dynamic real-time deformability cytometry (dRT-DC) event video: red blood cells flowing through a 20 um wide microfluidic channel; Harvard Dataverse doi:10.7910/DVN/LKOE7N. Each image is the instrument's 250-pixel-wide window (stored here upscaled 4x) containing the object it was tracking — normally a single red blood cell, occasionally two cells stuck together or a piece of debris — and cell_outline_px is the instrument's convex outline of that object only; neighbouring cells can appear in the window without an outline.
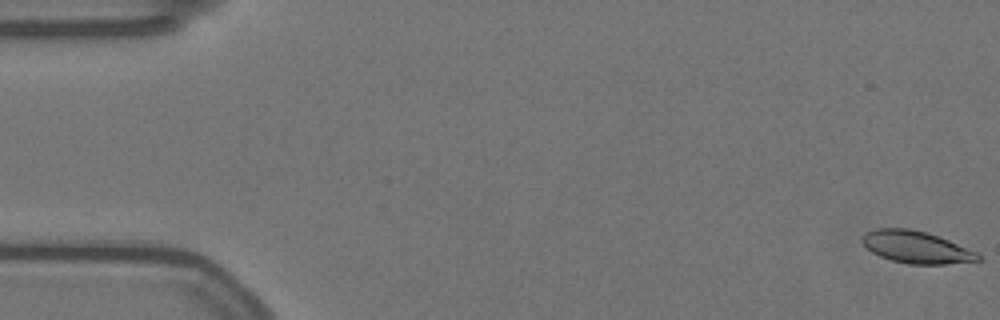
{"species": "Egyptian fruit bat (a non-hibernating species)", "species_latin": "Rousettus aegyptiacus", "temperature_condition": "warm", "stored_images_in_passage": 58, "camera_frame_rate_fps": 3000, "um_per_image_px": 0.085, "animal": {"sex": "female"}, "frame": {"image": 1, "passage_image": 1, "time_ms": 0.0, "image_size_px": [1000, 320], "cell_outline_px": [[984, 260], [944, 264], [908, 264], [892, 260], [880, 256], [872, 252], [860, 240], [860, 236], [876, 228], [908, 228], [928, 232], [948, 240], [976, 252]], "centroid_in_image_um": [77.87, 21.0], "position_along_channel_um": 7.1, "area_um2": 21.62}}
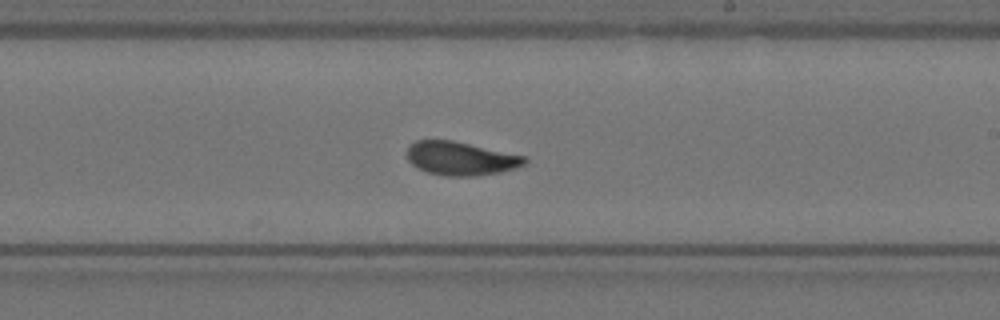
{"frame": {"image": 2, "passage_image": 34, "time_ms": 11.0, "image_size_px": [1000, 320], "cell_outline_px": [[528, 160], [524, 164], [516, 168], [500, 172], [476, 176], [444, 176], [428, 172], [412, 164], [408, 160], [408, 144], [416, 140], [452, 140], [524, 156]], "centroid_in_image_um": [39.15, 13.47], "position_along_channel_um": 249.9, "area_um2": 22.83}}
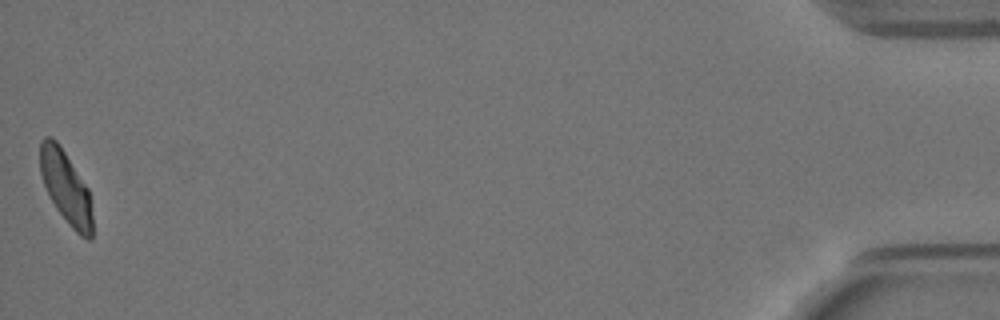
{"frame": {"image": 3, "passage_image": 58, "time_ms": 19.0, "image_size_px": [1000, 320], "cell_outline_px": [[92, 240], [88, 240], [80, 236], [72, 228], [56, 208], [44, 184], [40, 172], [40, 140], [44, 136], [52, 136], [60, 144], [88, 188], [92, 216]], "centroid_in_image_um": [5.6, 15.89], "position_along_channel_um": 429.6, "area_um2": 22.08}, "authors_computed_cell_mechanics": {"area_um2": 22.6865, "velocity_mm_per_s": 3.4793, "shape_relaxation_time_tau1_ms": 4.9583, "shape_relaxation_time_tau2_ms": 1.4921, "deformation_change_tau1": 0.1628, "deformation_change_tau2": 0.0728}}